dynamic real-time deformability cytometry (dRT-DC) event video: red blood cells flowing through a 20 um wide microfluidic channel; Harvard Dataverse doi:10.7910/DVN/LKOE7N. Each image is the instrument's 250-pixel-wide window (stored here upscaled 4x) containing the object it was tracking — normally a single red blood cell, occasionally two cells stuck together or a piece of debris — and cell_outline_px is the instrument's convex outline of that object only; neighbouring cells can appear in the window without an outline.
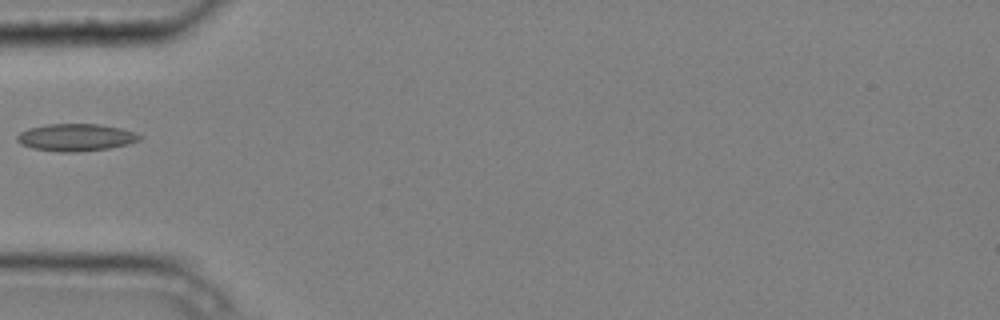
{"species": "common noctule bat (a hibernating species)", "species_latin": "Nyctalus noctula", "temperature_condition": "cold", "stored_images_in_passage": 4, "camera_frame_rate_fps": 3000, "um_per_image_px": 0.085, "animal": {"sex": "male", "body_mass_g": 20.4}, "frame": {"image": 1, "passage_image": 4, "time_ms": 1.0, "image_size_px": [1000, 320], "cell_outline_px": [[144, 136], [140, 140], [128, 144], [108, 148], [76, 152], [60, 152], [32, 148], [20, 144], [16, 140], [16, 136], [20, 132], [28, 128], [48, 124], [100, 124], [120, 128], [136, 132]], "centroid_in_image_um": [6.45, 11.67], "position_along_channel_um": 78.5, "area_um2": 19.59}}